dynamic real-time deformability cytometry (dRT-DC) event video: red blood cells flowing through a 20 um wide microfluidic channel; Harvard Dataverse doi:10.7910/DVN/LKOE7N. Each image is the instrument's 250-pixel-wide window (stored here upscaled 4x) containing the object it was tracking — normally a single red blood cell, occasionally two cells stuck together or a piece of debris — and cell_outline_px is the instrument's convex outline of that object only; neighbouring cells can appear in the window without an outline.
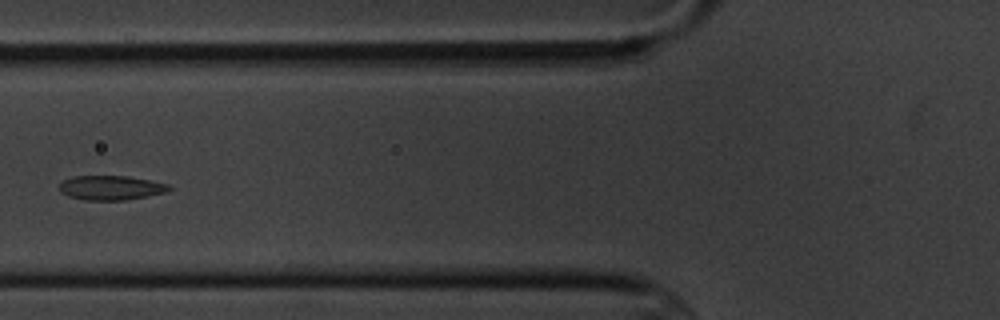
{"species": "common noctule bat (a hibernating species)", "species_latin": "Nyctalus noctula", "temperature_condition": "cold", "stored_images_in_passage": 5, "camera_frame_rate_fps": 3000, "um_per_image_px": 0.085, "animal": {"sex": "male", "body_mass_g": 20.1, "forearm_length_mm": 53.5}, "frame": {"image": 1, "passage_image": 5, "time_ms": 4.667, "image_size_px": [1000, 320], "cell_outline_px": [[172, 188], [168, 192], [148, 196], [124, 200], [84, 200], [68, 196], [60, 192], [60, 184], [64, 180], [72, 176], [128, 176], [152, 180], [168, 184]], "centroid_in_image_um": [9.46, 15.96], "position_along_channel_um": 116.3, "area_um2": 15.72}}